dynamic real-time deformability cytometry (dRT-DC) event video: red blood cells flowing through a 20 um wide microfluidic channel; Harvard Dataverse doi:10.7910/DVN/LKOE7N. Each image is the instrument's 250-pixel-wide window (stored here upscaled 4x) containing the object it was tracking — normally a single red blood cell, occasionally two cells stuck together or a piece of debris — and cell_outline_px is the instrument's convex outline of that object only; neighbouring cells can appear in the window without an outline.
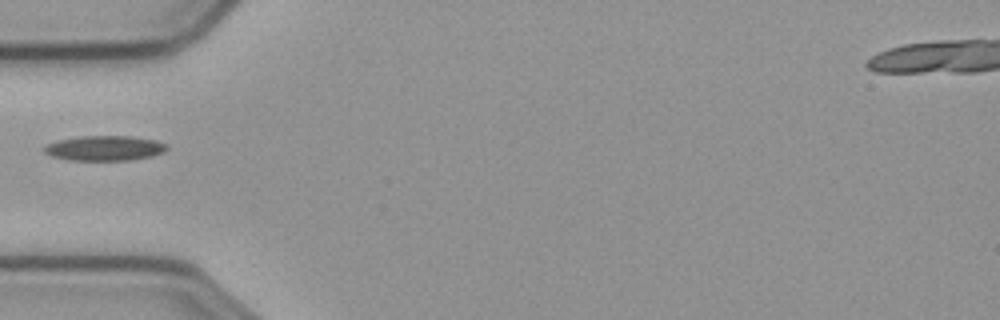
{"species": "common noctule bat (a hibernating species)", "species_latin": "Nyctalus noctula", "temperature_condition": "cold", "stored_images_in_passage": 13, "camera_frame_rate_fps": 3000, "um_per_image_px": 0.085, "animal": {"sex": "male", "body_mass_g": 23.1, "forearm_length_mm": 52.7}, "frame": {"image": 1, "passage_image": 1, "time_ms": 0.0, "image_size_px": [1000, 320], "cell_outline_px": [[168, 148], [164, 152], [152, 156], [132, 160], [68, 160], [52, 156], [44, 152], [44, 148], [48, 144], [60, 140], [80, 136], [128, 136], [156, 140], [164, 144]], "centroid_in_image_um": [8.91, 12.6], "position_along_channel_um": 76.1, "area_um2": 17.69}}
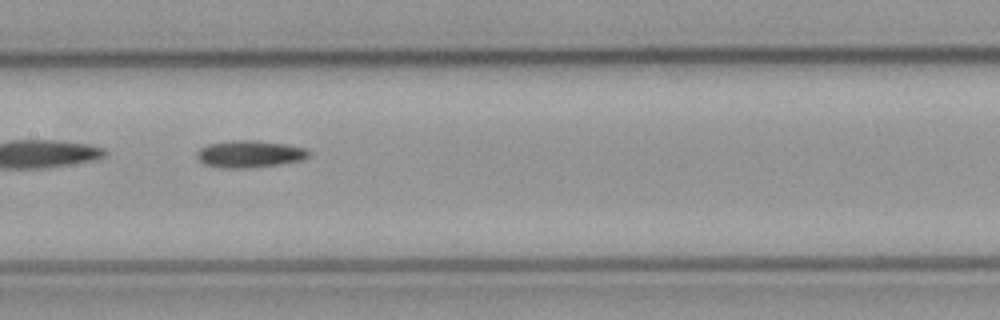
{"frame": {"image": 2, "passage_image": 10, "time_ms": 3.0, "image_size_px": [1000, 320], "cell_outline_px": [[312, 152], [308, 156], [300, 160], [276, 164], [248, 168], [224, 168], [204, 164], [196, 156], [196, 152], [200, 148], [208, 144], [232, 140], [256, 140], [284, 144], [304, 148]], "centroid_in_image_um": [21.18, 13.08], "position_along_channel_um": 186.2, "area_um2": 17.46}}